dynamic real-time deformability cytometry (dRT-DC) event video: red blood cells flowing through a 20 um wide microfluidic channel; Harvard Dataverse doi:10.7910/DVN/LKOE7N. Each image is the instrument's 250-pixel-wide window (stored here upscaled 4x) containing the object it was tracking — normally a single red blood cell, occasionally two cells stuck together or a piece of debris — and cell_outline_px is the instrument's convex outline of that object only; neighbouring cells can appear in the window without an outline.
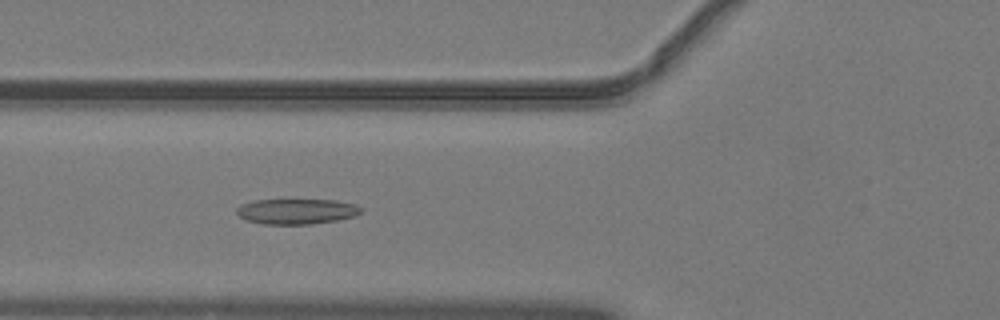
{"species": "common noctule bat (a hibernating species)", "species_latin": "Nyctalus noctula", "temperature_condition": "warm", "stored_images_in_passage": 50, "camera_frame_rate_fps": 3000, "um_per_image_px": 0.085, "animal": {"sex": "male", "body_mass_g": 19.2, "forearm_length_mm": 51.8}, "frame": {"image": 1, "passage_image": 19, "time_ms": 6.0, "image_size_px": [1000, 320], "cell_outline_px": [[360, 212], [352, 216], [336, 220], [312, 224], [264, 224], [248, 220], [240, 216], [236, 212], [236, 208], [240, 204], [252, 200], [336, 200], [356, 204], [360, 208]], "centroid_in_image_um": [25.16, 17.96], "position_along_channel_um": 100.6, "area_um2": 18.21}}
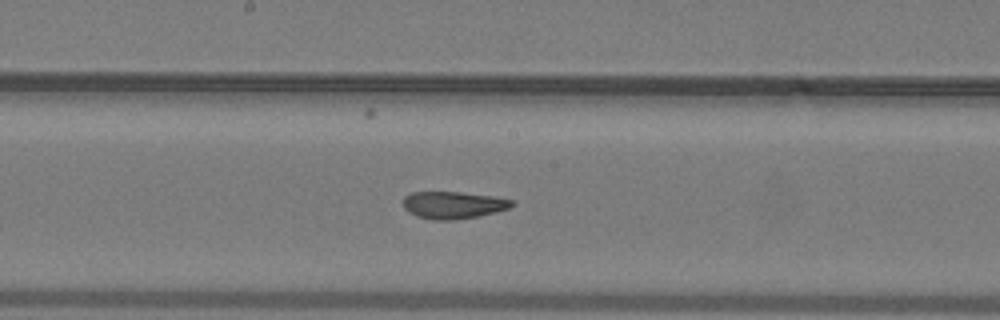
{"frame": {"image": 2, "passage_image": 27, "time_ms": 8.667, "image_size_px": [1000, 320], "cell_outline_px": [[516, 204], [508, 208], [496, 212], [476, 216], [452, 220], [432, 220], [416, 216], [408, 212], [404, 208], [404, 196], [412, 192], [460, 192], [496, 196], [512, 200]], "centroid_in_image_um": [38.52, 17.42], "position_along_channel_um": 209.7, "area_um2": 17.28}}
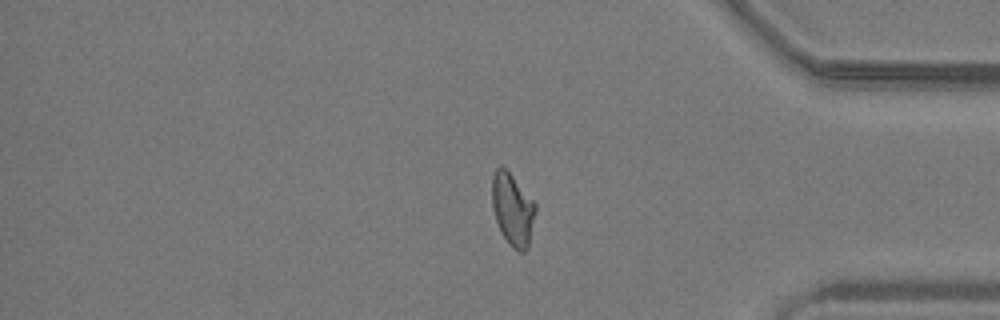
{"frame": {"image": 3, "passage_image": 42, "time_ms": 13.667, "image_size_px": [1000, 320], "cell_outline_px": [[536, 208], [528, 248], [524, 252], [520, 252], [512, 248], [508, 244], [496, 220], [492, 208], [492, 176], [496, 168], [500, 164], [512, 176], [536, 204]], "centroid_in_image_um": [43.56, 17.81], "position_along_channel_um": 391.6, "area_um2": 18.09}, "authors_computed_cell_mechanics": {"area_um2": 18.5249, "velocity_mm_per_s": 4.072, "shape_relaxation_time_tau1_ms": null, "shape_relaxation_time_tau2_ms": 1.8024, "deformation_change_tau1": null, "deformation_change_tau2": 0.083}}